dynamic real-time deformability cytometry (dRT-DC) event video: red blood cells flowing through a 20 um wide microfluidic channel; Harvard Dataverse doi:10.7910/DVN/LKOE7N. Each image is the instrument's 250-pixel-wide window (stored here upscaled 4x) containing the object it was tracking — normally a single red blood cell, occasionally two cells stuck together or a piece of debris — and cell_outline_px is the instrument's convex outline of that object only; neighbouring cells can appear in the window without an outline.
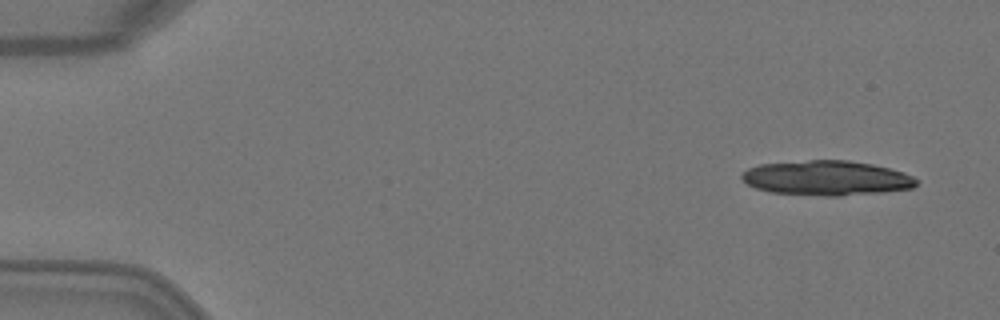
{"species": "Egyptian fruit bat (a non-hibernating species)", "species_latin": "Rousettus aegyptiacus", "temperature_condition": "warm", "stored_images_in_passage": 4, "camera_frame_rate_fps": 3000, "um_per_image_px": 0.085, "animal": {"sex": "female"}, "frame": {"image": 1, "passage_image": 1, "time_ms": 0.0, "image_size_px": [1000, 320], "cell_outline_px": [[916, 184], [912, 188], [884, 192], [840, 196], [824, 196], [772, 192], [756, 188], [748, 184], [740, 176], [748, 168], [760, 164], [808, 160], [848, 160], [872, 164], [904, 172], [912, 176], [916, 180]], "centroid_in_image_um": [70.27, 15.13], "position_along_channel_um": 14.7, "area_um2": 35.26}}